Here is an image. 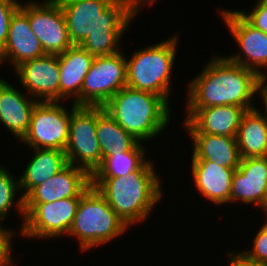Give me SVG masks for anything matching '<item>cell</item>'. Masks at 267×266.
Masks as SVG:
<instances>
[{
	"label": "cell",
	"mask_w": 267,
	"mask_h": 266,
	"mask_svg": "<svg viewBox=\"0 0 267 266\" xmlns=\"http://www.w3.org/2000/svg\"><path fill=\"white\" fill-rule=\"evenodd\" d=\"M2 224V225H1ZM3 223L0 222V266L8 265L14 257H12L14 237L16 236V228H4ZM13 238V239H12ZM13 245V246H12Z\"/></svg>",
	"instance_id": "obj_30"
},
{
	"label": "cell",
	"mask_w": 267,
	"mask_h": 266,
	"mask_svg": "<svg viewBox=\"0 0 267 266\" xmlns=\"http://www.w3.org/2000/svg\"><path fill=\"white\" fill-rule=\"evenodd\" d=\"M267 194V157L243 158L232 176L230 204L241 202L264 212Z\"/></svg>",
	"instance_id": "obj_15"
},
{
	"label": "cell",
	"mask_w": 267,
	"mask_h": 266,
	"mask_svg": "<svg viewBox=\"0 0 267 266\" xmlns=\"http://www.w3.org/2000/svg\"><path fill=\"white\" fill-rule=\"evenodd\" d=\"M130 9L137 15L142 11L144 5L148 4V7L154 5L156 0H126Z\"/></svg>",
	"instance_id": "obj_32"
},
{
	"label": "cell",
	"mask_w": 267,
	"mask_h": 266,
	"mask_svg": "<svg viewBox=\"0 0 267 266\" xmlns=\"http://www.w3.org/2000/svg\"><path fill=\"white\" fill-rule=\"evenodd\" d=\"M261 225L260 229L257 230L254 239H252V247L245 250H238L247 260L267 264V221Z\"/></svg>",
	"instance_id": "obj_27"
},
{
	"label": "cell",
	"mask_w": 267,
	"mask_h": 266,
	"mask_svg": "<svg viewBox=\"0 0 267 266\" xmlns=\"http://www.w3.org/2000/svg\"><path fill=\"white\" fill-rule=\"evenodd\" d=\"M71 108L60 101L38 102L31 115L29 128L21 143L31 148L64 151L69 138Z\"/></svg>",
	"instance_id": "obj_9"
},
{
	"label": "cell",
	"mask_w": 267,
	"mask_h": 266,
	"mask_svg": "<svg viewBox=\"0 0 267 266\" xmlns=\"http://www.w3.org/2000/svg\"><path fill=\"white\" fill-rule=\"evenodd\" d=\"M192 139L191 160L212 161L225 168H238L241 161L236 137L188 133Z\"/></svg>",
	"instance_id": "obj_21"
},
{
	"label": "cell",
	"mask_w": 267,
	"mask_h": 266,
	"mask_svg": "<svg viewBox=\"0 0 267 266\" xmlns=\"http://www.w3.org/2000/svg\"><path fill=\"white\" fill-rule=\"evenodd\" d=\"M103 107L126 132L145 144L162 135L172 118L170 105L162 97L128 86Z\"/></svg>",
	"instance_id": "obj_4"
},
{
	"label": "cell",
	"mask_w": 267,
	"mask_h": 266,
	"mask_svg": "<svg viewBox=\"0 0 267 266\" xmlns=\"http://www.w3.org/2000/svg\"><path fill=\"white\" fill-rule=\"evenodd\" d=\"M237 168H225L207 160H192L195 190L213 205L230 204L232 176Z\"/></svg>",
	"instance_id": "obj_19"
},
{
	"label": "cell",
	"mask_w": 267,
	"mask_h": 266,
	"mask_svg": "<svg viewBox=\"0 0 267 266\" xmlns=\"http://www.w3.org/2000/svg\"><path fill=\"white\" fill-rule=\"evenodd\" d=\"M45 54L39 39L31 30L28 20V2L14 12L6 43L0 52V64L9 62L13 70L21 63L43 57Z\"/></svg>",
	"instance_id": "obj_14"
},
{
	"label": "cell",
	"mask_w": 267,
	"mask_h": 266,
	"mask_svg": "<svg viewBox=\"0 0 267 266\" xmlns=\"http://www.w3.org/2000/svg\"><path fill=\"white\" fill-rule=\"evenodd\" d=\"M6 80L0 76V122L20 141L28 131L32 111L39 101Z\"/></svg>",
	"instance_id": "obj_18"
},
{
	"label": "cell",
	"mask_w": 267,
	"mask_h": 266,
	"mask_svg": "<svg viewBox=\"0 0 267 266\" xmlns=\"http://www.w3.org/2000/svg\"><path fill=\"white\" fill-rule=\"evenodd\" d=\"M31 150L34 155L28 160L23 174L19 175V189L23 198L33 188L44 183L68 165L64 151L41 148Z\"/></svg>",
	"instance_id": "obj_22"
},
{
	"label": "cell",
	"mask_w": 267,
	"mask_h": 266,
	"mask_svg": "<svg viewBox=\"0 0 267 266\" xmlns=\"http://www.w3.org/2000/svg\"><path fill=\"white\" fill-rule=\"evenodd\" d=\"M15 260L16 259H13L8 265H6V266H15L16 264H15Z\"/></svg>",
	"instance_id": "obj_35"
},
{
	"label": "cell",
	"mask_w": 267,
	"mask_h": 266,
	"mask_svg": "<svg viewBox=\"0 0 267 266\" xmlns=\"http://www.w3.org/2000/svg\"><path fill=\"white\" fill-rule=\"evenodd\" d=\"M179 39V33H174L159 43L135 49L130 58L126 57V86L156 94L170 105L173 65L179 49Z\"/></svg>",
	"instance_id": "obj_5"
},
{
	"label": "cell",
	"mask_w": 267,
	"mask_h": 266,
	"mask_svg": "<svg viewBox=\"0 0 267 266\" xmlns=\"http://www.w3.org/2000/svg\"><path fill=\"white\" fill-rule=\"evenodd\" d=\"M94 57L80 45H72L58 55L59 101L61 103L71 99L75 105L80 106L81 88Z\"/></svg>",
	"instance_id": "obj_20"
},
{
	"label": "cell",
	"mask_w": 267,
	"mask_h": 266,
	"mask_svg": "<svg viewBox=\"0 0 267 266\" xmlns=\"http://www.w3.org/2000/svg\"><path fill=\"white\" fill-rule=\"evenodd\" d=\"M14 71L17 80L32 98L39 102L59 101L58 55L46 54L43 57L25 61Z\"/></svg>",
	"instance_id": "obj_13"
},
{
	"label": "cell",
	"mask_w": 267,
	"mask_h": 266,
	"mask_svg": "<svg viewBox=\"0 0 267 266\" xmlns=\"http://www.w3.org/2000/svg\"><path fill=\"white\" fill-rule=\"evenodd\" d=\"M262 111L257 106L242 117L236 135L241 159L267 157V114Z\"/></svg>",
	"instance_id": "obj_23"
},
{
	"label": "cell",
	"mask_w": 267,
	"mask_h": 266,
	"mask_svg": "<svg viewBox=\"0 0 267 266\" xmlns=\"http://www.w3.org/2000/svg\"><path fill=\"white\" fill-rule=\"evenodd\" d=\"M41 1H28L31 30L39 39L45 54H62L73 45L68 36L62 8L57 0Z\"/></svg>",
	"instance_id": "obj_12"
},
{
	"label": "cell",
	"mask_w": 267,
	"mask_h": 266,
	"mask_svg": "<svg viewBox=\"0 0 267 266\" xmlns=\"http://www.w3.org/2000/svg\"><path fill=\"white\" fill-rule=\"evenodd\" d=\"M20 193V196H19ZM18 197L16 198V196ZM16 207V208H13ZM11 209L21 215L24 222V198L19 189V178L13 177L9 168L0 165V222L3 223L11 214ZM16 209V210H15ZM18 209V210H17ZM5 220V221H4Z\"/></svg>",
	"instance_id": "obj_26"
},
{
	"label": "cell",
	"mask_w": 267,
	"mask_h": 266,
	"mask_svg": "<svg viewBox=\"0 0 267 266\" xmlns=\"http://www.w3.org/2000/svg\"><path fill=\"white\" fill-rule=\"evenodd\" d=\"M143 145L139 142L131 151L103 157L91 177H120L136 171L149 159Z\"/></svg>",
	"instance_id": "obj_25"
},
{
	"label": "cell",
	"mask_w": 267,
	"mask_h": 266,
	"mask_svg": "<svg viewBox=\"0 0 267 266\" xmlns=\"http://www.w3.org/2000/svg\"><path fill=\"white\" fill-rule=\"evenodd\" d=\"M198 76L187 82L186 108L237 105L256 108L261 77L254 71L230 61L225 55H212Z\"/></svg>",
	"instance_id": "obj_2"
},
{
	"label": "cell",
	"mask_w": 267,
	"mask_h": 266,
	"mask_svg": "<svg viewBox=\"0 0 267 266\" xmlns=\"http://www.w3.org/2000/svg\"><path fill=\"white\" fill-rule=\"evenodd\" d=\"M126 56L120 51L95 56L87 72L80 93V106H104L126 86Z\"/></svg>",
	"instance_id": "obj_10"
},
{
	"label": "cell",
	"mask_w": 267,
	"mask_h": 266,
	"mask_svg": "<svg viewBox=\"0 0 267 266\" xmlns=\"http://www.w3.org/2000/svg\"><path fill=\"white\" fill-rule=\"evenodd\" d=\"M217 13L240 48L239 52L226 57L260 77L267 75V33L251 25L237 9H220Z\"/></svg>",
	"instance_id": "obj_11"
},
{
	"label": "cell",
	"mask_w": 267,
	"mask_h": 266,
	"mask_svg": "<svg viewBox=\"0 0 267 266\" xmlns=\"http://www.w3.org/2000/svg\"><path fill=\"white\" fill-rule=\"evenodd\" d=\"M227 256L229 266H267V264L249 261L237 251H231L227 253Z\"/></svg>",
	"instance_id": "obj_31"
},
{
	"label": "cell",
	"mask_w": 267,
	"mask_h": 266,
	"mask_svg": "<svg viewBox=\"0 0 267 266\" xmlns=\"http://www.w3.org/2000/svg\"><path fill=\"white\" fill-rule=\"evenodd\" d=\"M238 11L251 25L267 33V0H257L248 13Z\"/></svg>",
	"instance_id": "obj_29"
},
{
	"label": "cell",
	"mask_w": 267,
	"mask_h": 266,
	"mask_svg": "<svg viewBox=\"0 0 267 266\" xmlns=\"http://www.w3.org/2000/svg\"><path fill=\"white\" fill-rule=\"evenodd\" d=\"M259 100H262L264 106L263 111L267 114V75L262 76L260 80V94ZM261 98V99H260Z\"/></svg>",
	"instance_id": "obj_33"
},
{
	"label": "cell",
	"mask_w": 267,
	"mask_h": 266,
	"mask_svg": "<svg viewBox=\"0 0 267 266\" xmlns=\"http://www.w3.org/2000/svg\"><path fill=\"white\" fill-rule=\"evenodd\" d=\"M91 186V175L81 167L68 164L60 172L33 188L24 203H50L65 198H81Z\"/></svg>",
	"instance_id": "obj_17"
},
{
	"label": "cell",
	"mask_w": 267,
	"mask_h": 266,
	"mask_svg": "<svg viewBox=\"0 0 267 266\" xmlns=\"http://www.w3.org/2000/svg\"><path fill=\"white\" fill-rule=\"evenodd\" d=\"M20 5L19 0H0V52L7 40L11 18Z\"/></svg>",
	"instance_id": "obj_28"
},
{
	"label": "cell",
	"mask_w": 267,
	"mask_h": 266,
	"mask_svg": "<svg viewBox=\"0 0 267 266\" xmlns=\"http://www.w3.org/2000/svg\"><path fill=\"white\" fill-rule=\"evenodd\" d=\"M97 106H77L72 102L69 138L64 150L68 164L90 175L101 164V148L96 133Z\"/></svg>",
	"instance_id": "obj_8"
},
{
	"label": "cell",
	"mask_w": 267,
	"mask_h": 266,
	"mask_svg": "<svg viewBox=\"0 0 267 266\" xmlns=\"http://www.w3.org/2000/svg\"><path fill=\"white\" fill-rule=\"evenodd\" d=\"M182 125L187 133H208L236 137L243 115L248 111L237 105L185 108Z\"/></svg>",
	"instance_id": "obj_16"
},
{
	"label": "cell",
	"mask_w": 267,
	"mask_h": 266,
	"mask_svg": "<svg viewBox=\"0 0 267 266\" xmlns=\"http://www.w3.org/2000/svg\"><path fill=\"white\" fill-rule=\"evenodd\" d=\"M264 216L265 220L267 221V212L264 214Z\"/></svg>",
	"instance_id": "obj_36"
},
{
	"label": "cell",
	"mask_w": 267,
	"mask_h": 266,
	"mask_svg": "<svg viewBox=\"0 0 267 266\" xmlns=\"http://www.w3.org/2000/svg\"><path fill=\"white\" fill-rule=\"evenodd\" d=\"M128 229L106 199L90 186L81 195L67 236L78 240L80 251L85 253L114 241Z\"/></svg>",
	"instance_id": "obj_6"
},
{
	"label": "cell",
	"mask_w": 267,
	"mask_h": 266,
	"mask_svg": "<svg viewBox=\"0 0 267 266\" xmlns=\"http://www.w3.org/2000/svg\"><path fill=\"white\" fill-rule=\"evenodd\" d=\"M96 133L101 148V161L107 155L131 151L139 143L102 106H97Z\"/></svg>",
	"instance_id": "obj_24"
},
{
	"label": "cell",
	"mask_w": 267,
	"mask_h": 266,
	"mask_svg": "<svg viewBox=\"0 0 267 266\" xmlns=\"http://www.w3.org/2000/svg\"><path fill=\"white\" fill-rule=\"evenodd\" d=\"M79 201L80 198H65L50 203H24V222L17 233L29 240L67 237Z\"/></svg>",
	"instance_id": "obj_7"
},
{
	"label": "cell",
	"mask_w": 267,
	"mask_h": 266,
	"mask_svg": "<svg viewBox=\"0 0 267 266\" xmlns=\"http://www.w3.org/2000/svg\"><path fill=\"white\" fill-rule=\"evenodd\" d=\"M267 212V194H266V200L264 205V214Z\"/></svg>",
	"instance_id": "obj_34"
},
{
	"label": "cell",
	"mask_w": 267,
	"mask_h": 266,
	"mask_svg": "<svg viewBox=\"0 0 267 266\" xmlns=\"http://www.w3.org/2000/svg\"><path fill=\"white\" fill-rule=\"evenodd\" d=\"M154 165L148 159L126 176L91 177V186L106 199L129 229L135 223H145L150 212L164 197L161 177Z\"/></svg>",
	"instance_id": "obj_3"
},
{
	"label": "cell",
	"mask_w": 267,
	"mask_h": 266,
	"mask_svg": "<svg viewBox=\"0 0 267 266\" xmlns=\"http://www.w3.org/2000/svg\"><path fill=\"white\" fill-rule=\"evenodd\" d=\"M68 36L93 56L114 54L122 47L136 14L126 0H57Z\"/></svg>",
	"instance_id": "obj_1"
}]
</instances>
